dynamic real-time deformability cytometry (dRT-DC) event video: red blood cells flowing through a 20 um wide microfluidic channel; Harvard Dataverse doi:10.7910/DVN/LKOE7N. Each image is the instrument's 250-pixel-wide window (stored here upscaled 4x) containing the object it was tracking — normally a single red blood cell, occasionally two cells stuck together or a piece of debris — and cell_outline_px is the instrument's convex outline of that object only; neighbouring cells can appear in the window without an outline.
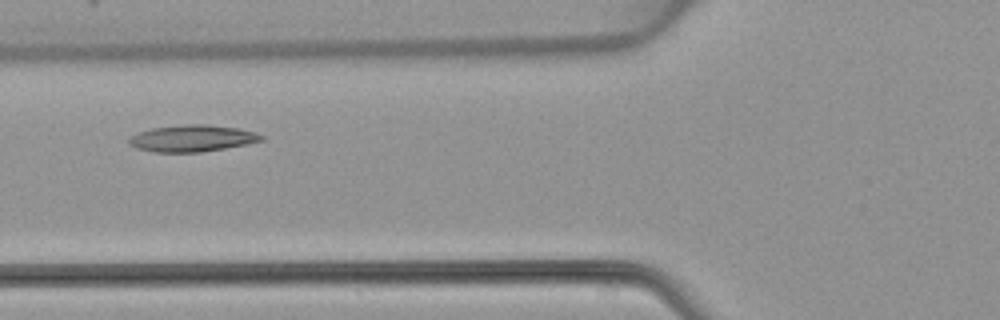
{"species": "common noctule bat (a hibernating species)", "species_latin": "Nyctalus noctula", "temperature_condition": "warm", "stored_images_in_passage": 4, "camera_frame_rate_fps": 3000, "um_per_image_px": 0.085, "animal": {"sex": "female", "body_mass_g": 22.7, "forearm_length_mm": 54.2}, "frame": {"image": 1, "passage_image": 4, "time_ms": 3.333, "image_size_px": [1000, 320], "cell_outline_px": [[264, 140], [224, 148], [200, 152], [152, 152], [136, 148], [128, 144], [128, 140], [132, 136], [140, 132], [152, 128], [184, 124], [208, 124], [236, 128], [256, 132], [264, 136]], "centroid_in_image_um": [16.32, 11.75], "position_along_channel_um": 109.5, "area_um2": 20.46}}